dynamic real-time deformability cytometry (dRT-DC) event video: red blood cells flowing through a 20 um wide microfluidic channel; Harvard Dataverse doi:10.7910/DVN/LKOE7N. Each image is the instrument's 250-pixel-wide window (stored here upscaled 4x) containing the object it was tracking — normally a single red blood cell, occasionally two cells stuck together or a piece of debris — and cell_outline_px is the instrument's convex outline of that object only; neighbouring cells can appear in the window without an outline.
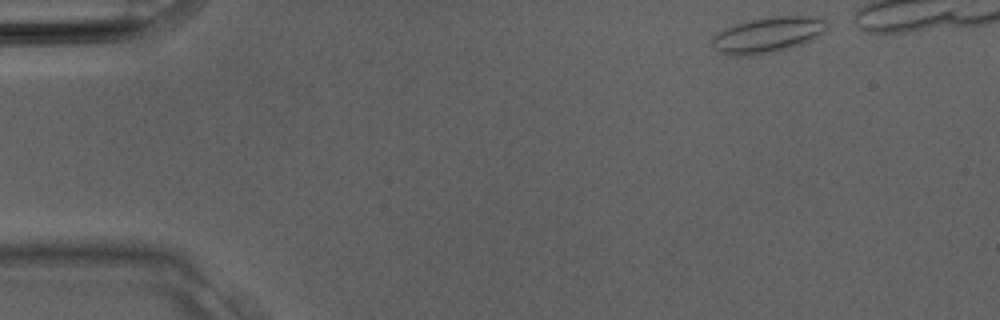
{"species": "Egyptian fruit bat (a non-hibernating species)", "species_latin": "Rousettus aegyptiacus", "temperature_condition": "room temperature", "stored_images_in_passage": 25, "camera_frame_rate_fps": 3000, "um_per_image_px": 0.085, "animal": {"sex": "male"}, "frame": {"image": 1, "passage_image": 1, "time_ms": 0.0, "image_size_px": [1000, 320], "cell_outline_px": [[828, 28], [824, 32], [812, 40], [788, 48], [772, 52], [752, 56], [732, 56], [716, 52], [712, 48], [712, 36], [724, 28], [736, 24], [752, 20], [772, 16], [816, 16], [824, 20], [828, 24]], "centroid_in_image_um": [65.23, 2.98], "position_along_channel_um": 19.8, "area_um2": 24.04}}
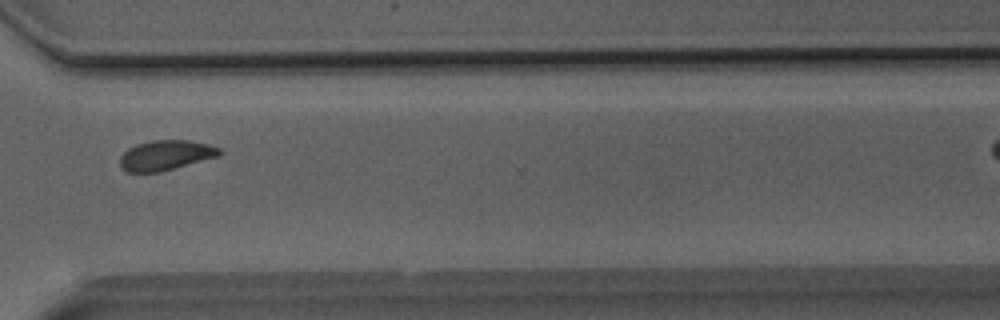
{"frame": {"image": 2, "passage_image": 22, "time_ms": 7.0, "image_size_px": [1000, 320], "cell_outline_px": [[224, 152], [220, 156], [160, 172], [128, 172], [120, 168], [120, 156], [128, 148], [136, 144], [152, 140], [188, 140], [208, 144], [220, 148]], "centroid_in_image_um": [14.1, 13.19], "position_along_channel_um": 356.5, "area_um2": 17.57}}